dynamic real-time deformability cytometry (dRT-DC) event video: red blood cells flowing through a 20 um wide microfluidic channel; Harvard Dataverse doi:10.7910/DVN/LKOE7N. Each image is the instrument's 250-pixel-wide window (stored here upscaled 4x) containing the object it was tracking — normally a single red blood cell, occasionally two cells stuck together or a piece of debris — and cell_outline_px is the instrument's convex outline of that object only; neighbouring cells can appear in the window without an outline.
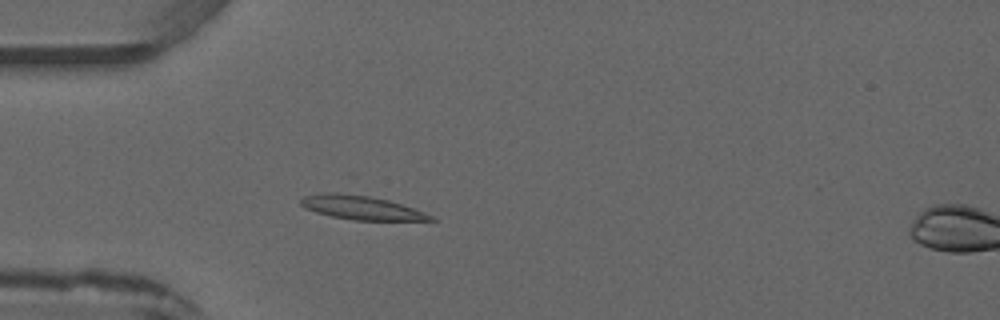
{"species": "common noctule bat (a hibernating species)", "species_latin": "Nyctalus noctula", "temperature_condition": "warm", "stored_images_in_passage": 4, "camera_frame_rate_fps": 3000, "um_per_image_px": 0.085, "animal": {"sex": "male", "forearm_length_mm": 52.5}, "frame": {"image": 1, "passage_image": 3, "time_ms": 2.0, "image_size_px": [1000, 320], "cell_outline_px": [[436, 220], [356, 220], [332, 216], [316, 212], [304, 208], [300, 204], [300, 200], [304, 196], [328, 192], [336, 192], [368, 196], [388, 200], [424, 212], [432, 216]], "centroid_in_image_um": [30.66, 17.64], "position_along_channel_um": 54.3, "area_um2": 17.69}}